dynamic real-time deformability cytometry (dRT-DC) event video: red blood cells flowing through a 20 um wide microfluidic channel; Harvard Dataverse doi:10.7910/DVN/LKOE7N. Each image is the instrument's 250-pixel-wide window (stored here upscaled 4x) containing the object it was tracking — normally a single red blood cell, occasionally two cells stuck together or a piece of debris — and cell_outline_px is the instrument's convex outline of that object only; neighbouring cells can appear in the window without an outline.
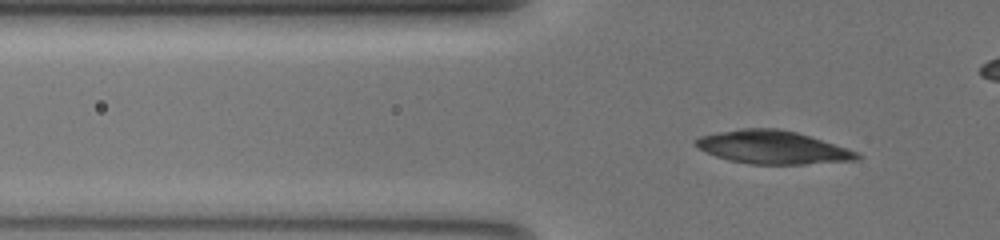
{"species": "common noctule bat (a hibernating species)", "species_latin": "Nyctalus noctula", "temperature_condition": "warm", "stored_images_in_passage": 41, "camera_frame_rate_fps": 3000, "um_per_image_px": 0.085, "animal": {"sex": "female", "body_mass_g": 19.5, "forearm_length_mm": 54.1}, "frame": {"image": 1, "passage_image": 4, "time_ms": 1.0, "image_size_px": [1000, 240], "cell_outline_px": [[860, 160], [804, 164], [748, 164], [728, 160], [716, 156], [696, 148], [692, 144], [692, 140], [700, 136], [716, 132], [740, 128], [776, 128], [796, 132], [860, 152]], "centroid_in_image_um": [65.62, 12.52], "position_along_channel_um": 60.2, "area_um2": 31.44}}
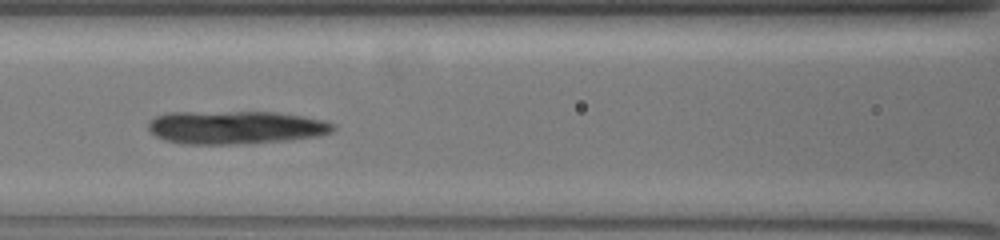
{"frame": {"image": 2, "passage_image": 12, "time_ms": 3.667, "image_size_px": [1000, 240], "cell_outline_px": [[336, 128], [332, 132], [320, 136], [292, 140], [248, 144], [180, 144], [164, 140], [156, 136], [148, 128], [148, 124], [156, 116], [168, 112], [276, 112], [324, 120], [336, 124]], "centroid_in_image_um": [20.06, 10.84], "position_along_channel_um": 146.5, "area_um2": 36.18}}
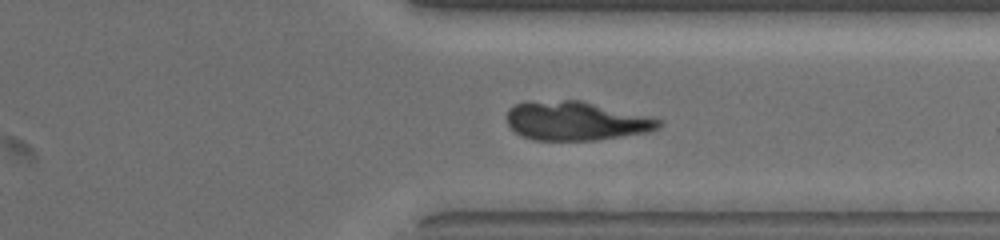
{"frame": {"image": 3, "passage_image": 29, "time_ms": 9.333, "image_size_px": [1000, 240], "cell_outline_px": [[664, 124], [660, 128], [648, 132], [596, 140], [532, 140], [520, 136], [508, 124], [508, 108], [524, 100], [580, 100], [652, 116], [664, 120]], "centroid_in_image_um": [48.99, 10.26], "position_along_channel_um": 362.4, "area_um2": 35.08}}